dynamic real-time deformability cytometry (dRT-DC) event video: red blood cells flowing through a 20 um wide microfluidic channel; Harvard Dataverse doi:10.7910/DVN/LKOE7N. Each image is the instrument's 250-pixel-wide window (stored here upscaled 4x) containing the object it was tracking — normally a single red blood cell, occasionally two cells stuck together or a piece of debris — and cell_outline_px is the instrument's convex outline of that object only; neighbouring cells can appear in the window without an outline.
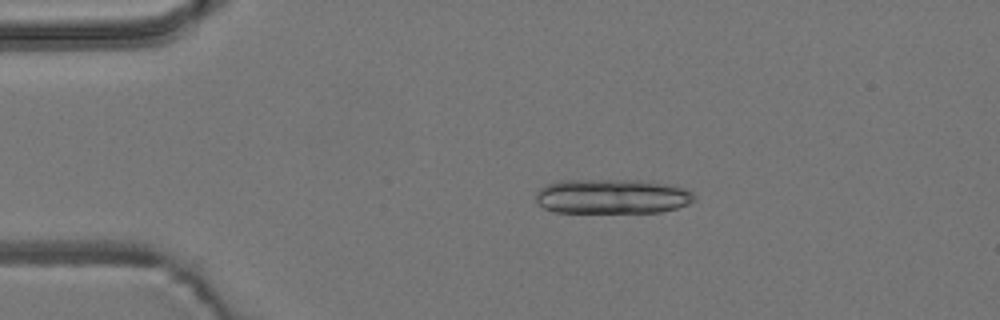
{"species": "common noctule bat (a hibernating species)", "species_latin": "Nyctalus noctula", "temperature_condition": "room temperature", "stored_images_in_passage": 6, "segment_of_instrument_passage": [1, 2], "camera_frame_rate_fps": 3000, "um_per_image_px": 0.085, "animal": {"sex": "male", "body_mass_g": 19.2, "forearm_length_mm": 51.8}, "frame": {"image": 1, "passage_image": 1, "time_ms": 0.0, "image_size_px": [1000, 320], "cell_outline_px": [[696, 196], [688, 204], [676, 208], [660, 212], [556, 212], [544, 208], [536, 200], [536, 192], [544, 184], [560, 180], [652, 180], [684, 188], [692, 192]], "centroid_in_image_um": [52.02, 16.68], "position_along_channel_um": 33.0, "area_um2": 32.31}}